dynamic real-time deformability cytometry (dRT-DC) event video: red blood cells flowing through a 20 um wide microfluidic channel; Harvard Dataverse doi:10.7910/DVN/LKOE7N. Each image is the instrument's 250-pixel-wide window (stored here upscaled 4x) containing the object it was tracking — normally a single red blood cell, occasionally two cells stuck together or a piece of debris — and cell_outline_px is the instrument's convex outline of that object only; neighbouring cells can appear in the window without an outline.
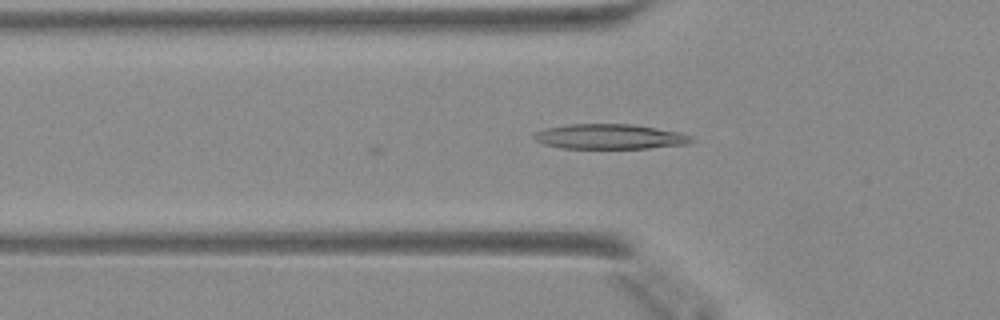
{"species": "Egyptian fruit bat (a non-hibernating species)", "species_latin": "Rousettus aegyptiacus", "temperature_condition": "warm", "stored_images_in_passage": 33, "camera_frame_rate_fps": 3000, "um_per_image_px": 0.085, "animal": {"sex": "female"}, "frame": {"image": 1, "passage_image": 6, "time_ms": 1.667, "image_size_px": [1000, 320], "cell_outline_px": [[692, 140], [688, 144], [648, 148], [560, 148], [544, 144], [536, 140], [532, 136], [536, 132], [544, 128], [568, 124], [632, 124], [680, 132], [692, 136]], "centroid_in_image_um": [51.81, 11.61], "position_along_channel_um": 74.0, "area_um2": 22.89}}
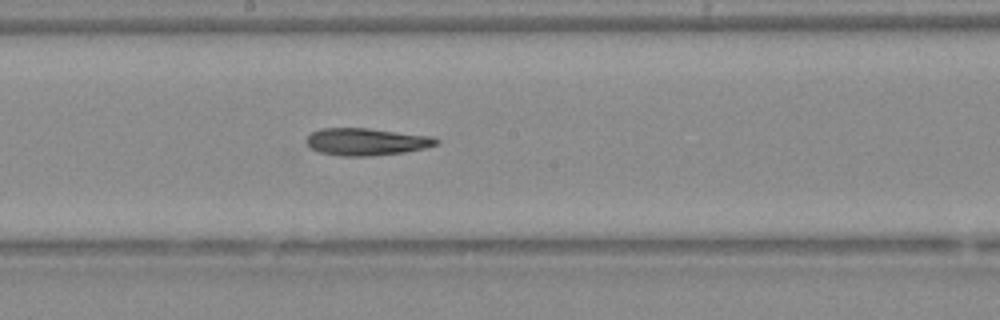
{"frame": {"image": 2, "passage_image": 16, "time_ms": 5.0, "image_size_px": [1000, 320], "cell_outline_px": [[440, 140], [436, 144], [424, 148], [404, 152], [372, 156], [340, 156], [320, 152], [312, 148], [304, 140], [312, 132], [320, 128], [368, 128], [432, 136]], "centroid_in_image_um": [31.13, 12.04], "position_along_channel_um": 217.1, "area_um2": 20.58}}
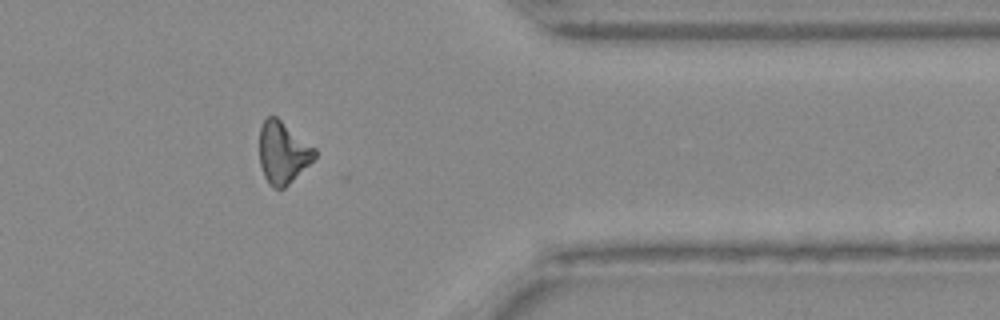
{"frame": {"image": 3, "passage_image": 29, "time_ms": 9.333, "image_size_px": [1000, 320], "cell_outline_px": [[316, 156], [284, 188], [272, 188], [268, 184], [264, 176], [260, 164], [260, 128], [264, 120], [268, 116], [276, 116], [316, 148]], "centroid_in_image_um": [24.03, 12.96], "position_along_channel_um": 387.4, "area_um2": 19.71}}